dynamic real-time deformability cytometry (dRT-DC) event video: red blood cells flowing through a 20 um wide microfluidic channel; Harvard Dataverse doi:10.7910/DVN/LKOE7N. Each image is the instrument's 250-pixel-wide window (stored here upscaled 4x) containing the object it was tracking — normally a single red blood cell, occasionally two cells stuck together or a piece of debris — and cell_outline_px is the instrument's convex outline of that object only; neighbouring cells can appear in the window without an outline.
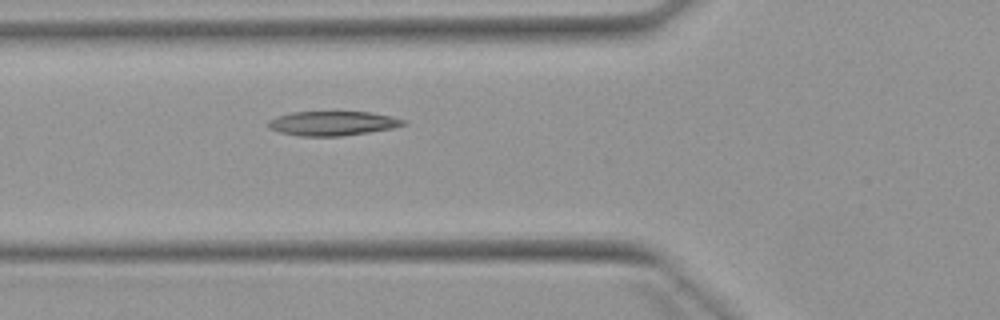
{"species": "Egyptian fruit bat (a non-hibernating species)", "species_latin": "Rousettus aegyptiacus", "temperature_condition": "warm", "stored_images_in_passage": 5, "camera_frame_rate_fps": 3000, "um_per_image_px": 0.085, "animal": {"sex": "female"}, "frame": {"image": 1, "passage_image": 5, "time_ms": 4.667, "image_size_px": [1000, 320], "cell_outline_px": [[408, 124], [392, 128], [368, 132], [340, 136], [300, 136], [280, 132], [268, 128], [268, 120], [276, 116], [292, 112], [372, 112], [392, 116], [404, 120]], "centroid_in_image_um": [28.26, 10.48], "position_along_channel_um": 97.5, "area_um2": 19.19}}